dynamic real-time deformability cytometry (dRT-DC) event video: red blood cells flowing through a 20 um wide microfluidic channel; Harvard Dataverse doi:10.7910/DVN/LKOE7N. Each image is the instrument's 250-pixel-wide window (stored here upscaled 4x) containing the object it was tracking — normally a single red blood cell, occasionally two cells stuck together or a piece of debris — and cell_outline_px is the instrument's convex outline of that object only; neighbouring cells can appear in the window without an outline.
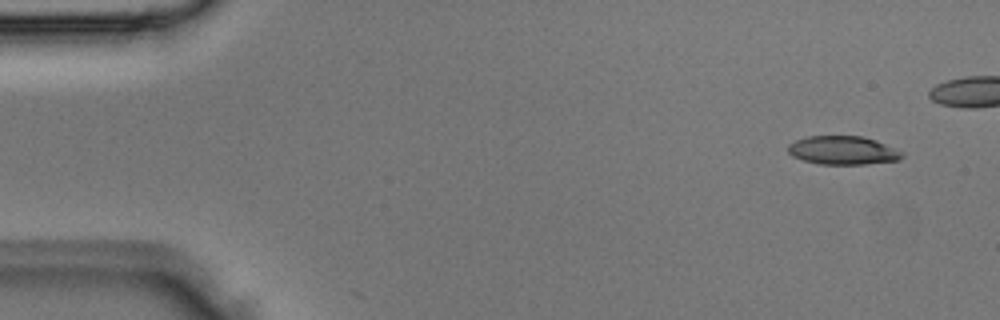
{"species": "Egyptian fruit bat (a non-hibernating species)", "species_latin": "Rousettus aegyptiacus", "temperature_condition": "room temperature", "stored_images_in_passage": 4, "camera_frame_rate_fps": 3000, "um_per_image_px": 0.085, "animal": {"sex": "male"}, "frame": {"image": 1, "passage_image": 1, "time_ms": 0.0, "image_size_px": [1000, 320], "cell_outline_px": [[904, 156], [900, 160], [864, 164], [820, 164], [804, 160], [792, 156], [788, 152], [788, 144], [796, 140], [808, 136], [860, 136], [876, 140], [904, 152]], "centroid_in_image_um": [71.66, 12.78], "position_along_channel_um": 13.3, "area_um2": 18.96}}